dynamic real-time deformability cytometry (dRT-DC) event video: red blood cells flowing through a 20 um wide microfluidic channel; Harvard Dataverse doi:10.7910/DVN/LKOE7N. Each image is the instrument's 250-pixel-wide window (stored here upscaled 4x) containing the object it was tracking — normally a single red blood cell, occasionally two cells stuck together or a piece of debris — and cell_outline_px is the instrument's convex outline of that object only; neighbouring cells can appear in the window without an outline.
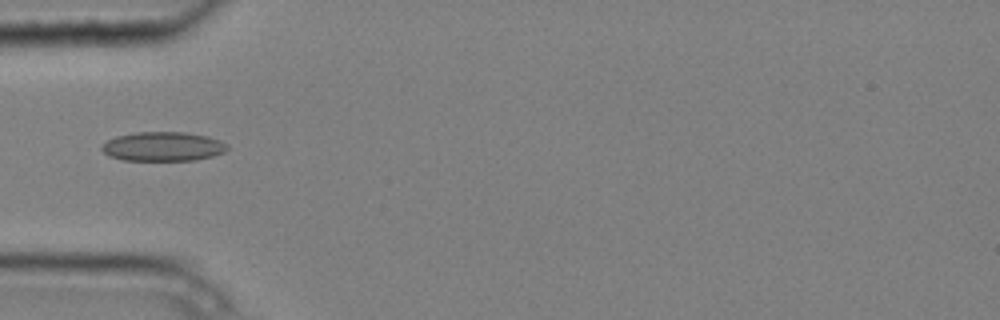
{"species": "common noctule bat (a hibernating species)", "species_latin": "Nyctalus noctula", "temperature_condition": "cold", "stored_images_in_passage": 4, "camera_frame_rate_fps": 3000, "um_per_image_px": 0.085, "animal": {"sex": "male", "body_mass_g": 20.4}, "frame": {"image": 1, "passage_image": 4, "time_ms": 1.0, "image_size_px": [1000, 320], "cell_outline_px": [[228, 148], [224, 152], [212, 156], [196, 160], [124, 160], [108, 156], [100, 148], [108, 140], [116, 136], [136, 132], [184, 132], [208, 136], [220, 140], [228, 144]], "centroid_in_image_um": [13.87, 12.45], "position_along_channel_um": 71.1, "area_um2": 21.39}}